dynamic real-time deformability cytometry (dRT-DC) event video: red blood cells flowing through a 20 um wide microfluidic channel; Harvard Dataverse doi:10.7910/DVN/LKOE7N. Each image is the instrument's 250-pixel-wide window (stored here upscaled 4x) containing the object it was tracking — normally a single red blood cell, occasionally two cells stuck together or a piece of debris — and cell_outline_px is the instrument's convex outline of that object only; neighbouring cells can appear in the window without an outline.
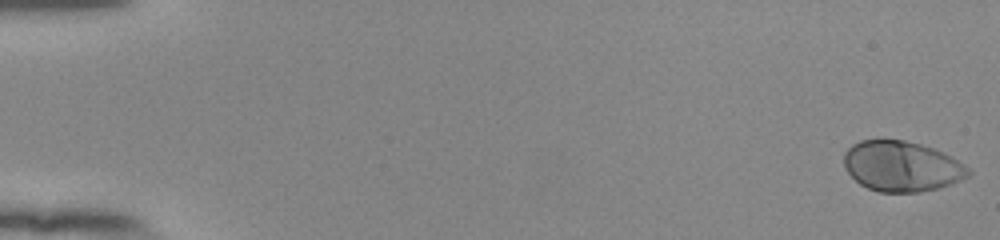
{"species": "human", "species_latin": "Homo sapiens", "temperature_condition": "room temperature", "stored_images_in_passage": 54, "camera_frame_rate_fps": 3000, "um_per_image_px": 0.085, "donor": {"sex": "female"}, "frame": {"image": 1, "passage_image": 1, "time_ms": 0.0, "image_size_px": [1000, 240], "cell_outline_px": [[972, 172], [968, 176], [952, 184], [920, 192], [880, 192], [868, 188], [860, 184], [844, 168], [844, 152], [852, 144], [860, 140], [880, 136], [904, 140], [920, 144], [932, 148], [956, 160], [968, 168]], "centroid_in_image_um": [76.58, 14.1], "position_along_channel_um": 8.4, "area_um2": 36.82}}
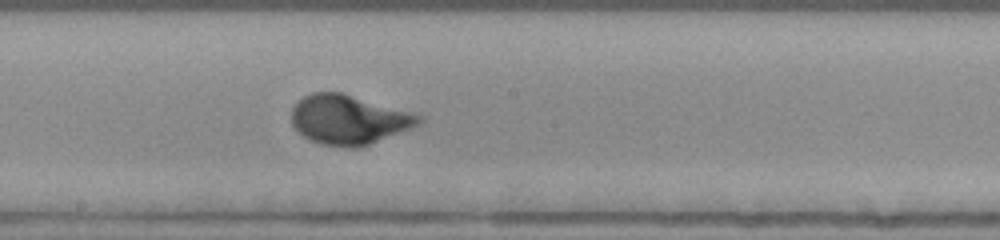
{"frame": {"image": 2, "passage_image": 31, "time_ms": 10.0, "image_size_px": [1000, 240], "cell_outline_px": [[424, 120], [420, 124], [368, 144], [356, 148], [348, 148], [324, 144], [312, 140], [304, 136], [292, 124], [292, 108], [304, 96], [312, 92], [340, 92], [424, 116]], "centroid_in_image_um": [29.64, 10.16], "position_along_channel_um": 218.6, "area_um2": 35.95}}
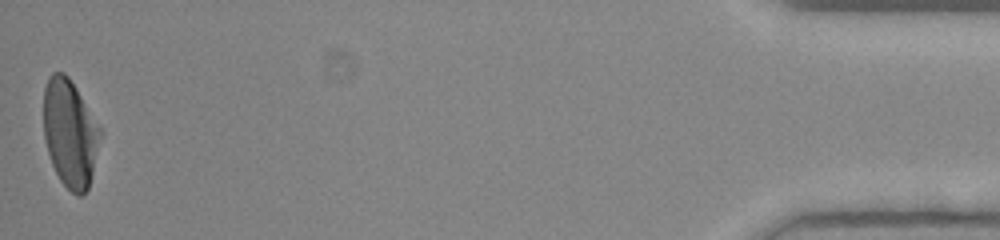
{"frame": {"image": 3, "passage_image": 54, "time_ms": 17.667, "image_size_px": [1000, 240], "cell_outline_px": [[100, 136], [92, 172], [88, 188], [80, 196], [76, 196], [60, 180], [52, 164], [48, 152], [44, 136], [44, 88], [48, 76], [52, 72], [64, 72], [68, 76], [76, 88], [100, 128]], "centroid_in_image_um": [5.92, 11.3], "position_along_channel_um": 429.3, "area_um2": 34.91}, "authors_computed_cell_mechanics": {"area_um2": 35.2291, "velocity_mm_per_s": 3.8754, "shape_relaxation_time_tau1_ms": 3.0438, "shape_relaxation_time_tau2_ms": null, "deformation_change_tau1": 0.1937, "deformation_change_tau2": null}}